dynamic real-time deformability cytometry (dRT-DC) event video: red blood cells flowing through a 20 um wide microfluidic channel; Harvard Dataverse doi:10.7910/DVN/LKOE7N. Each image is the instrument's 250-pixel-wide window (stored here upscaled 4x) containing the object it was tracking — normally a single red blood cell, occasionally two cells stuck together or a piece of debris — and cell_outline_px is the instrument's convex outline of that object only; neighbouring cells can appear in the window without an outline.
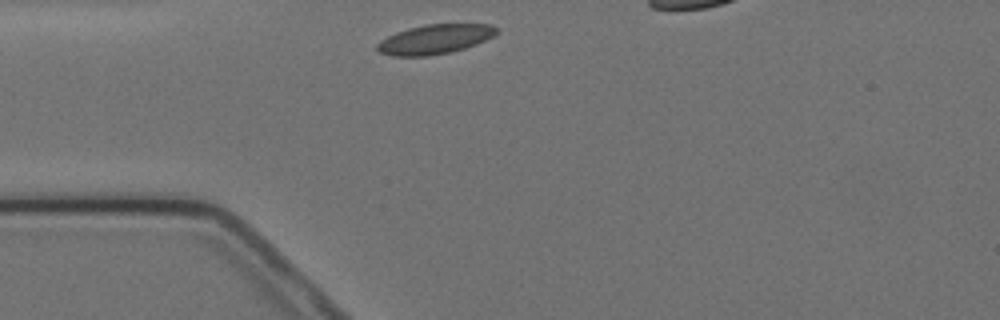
{"species": "Egyptian fruit bat (a non-hibernating species)", "species_latin": "Rousettus aegyptiacus", "temperature_condition": "cold", "stored_images_in_passage": 3, "camera_frame_rate_fps": 3000, "um_per_image_px": 0.085, "animal": {"sex": "female"}, "frame": {"image": 1, "passage_image": 1, "time_ms": 0.0, "image_size_px": [1000, 320], "cell_outline_px": [[496, 32], [492, 36], [476, 44], [464, 48], [448, 52], [428, 56], [392, 56], [380, 52], [376, 48], [376, 44], [380, 40], [396, 32], [408, 28], [424, 24], [492, 24], [496, 28]], "centroid_in_image_um": [36.91, 3.33], "position_along_channel_um": 48.1, "area_um2": 20.35}}